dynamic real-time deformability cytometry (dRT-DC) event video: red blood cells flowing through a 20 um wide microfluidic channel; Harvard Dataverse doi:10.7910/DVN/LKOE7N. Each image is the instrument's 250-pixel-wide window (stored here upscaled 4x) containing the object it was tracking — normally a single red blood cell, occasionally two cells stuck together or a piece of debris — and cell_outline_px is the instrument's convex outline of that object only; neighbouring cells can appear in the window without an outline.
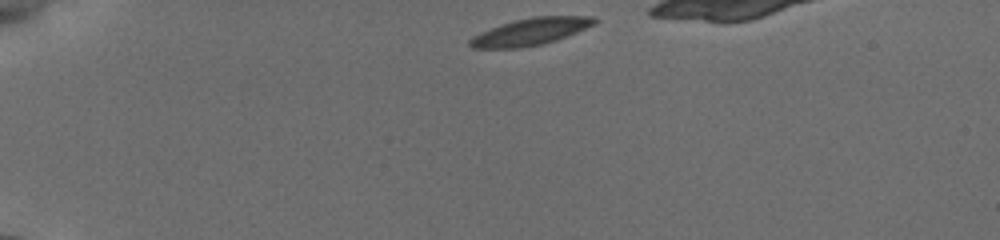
{"species": "common noctule bat (a hibernating species)", "species_latin": "Nyctalus noctula", "temperature_condition": "cold", "stored_images_in_passage": 49, "camera_frame_rate_fps": 3000, "um_per_image_px": 0.085, "animal": {"sex": "female", "body_mass_g": 19.5, "forearm_length_mm": 54.1}, "frame": {"image": 1, "passage_image": 1, "time_ms": 0.0, "image_size_px": [1000, 240], "cell_outline_px": [[600, 20], [596, 24], [556, 40], [544, 44], [520, 48], [472, 48], [468, 44], [468, 40], [472, 36], [480, 32], [516, 20], [532, 16], [596, 16]], "centroid_in_image_um": [45.13, 2.69], "position_along_channel_um": 39.9, "area_um2": 19.65}}
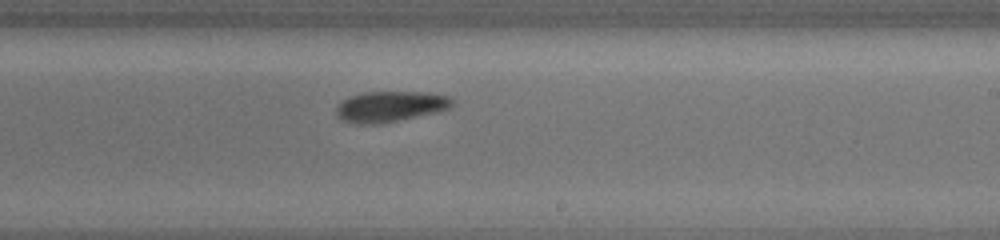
{"frame": {"image": 2, "passage_image": 26, "time_ms": 7.333, "image_size_px": [1000, 240], "cell_outline_px": [[456, 104], [440, 112], [380, 124], [356, 124], [344, 120], [336, 116], [336, 104], [348, 96], [364, 92], [428, 92], [448, 96], [456, 100]], "centroid_in_image_um": [33.19, 9.05], "position_along_channel_um": 255.8, "area_um2": 21.21}}
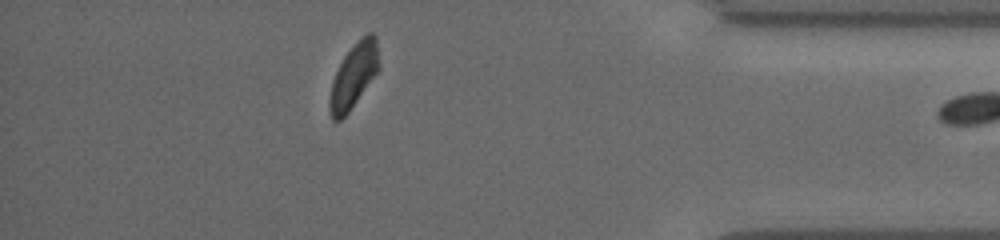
{"frame": {"image": 3, "passage_image": 47, "time_ms": 12.0, "image_size_px": [1000, 240], "cell_outline_px": [[380, 68], [348, 112], [340, 120], [332, 120], [328, 108], [328, 104], [332, 80], [344, 56], [356, 40], [368, 32], [372, 32], [376, 36], [380, 64]], "centroid_in_image_um": [30.07, 6.4], "position_along_channel_um": 405.1, "area_um2": 18.55}}